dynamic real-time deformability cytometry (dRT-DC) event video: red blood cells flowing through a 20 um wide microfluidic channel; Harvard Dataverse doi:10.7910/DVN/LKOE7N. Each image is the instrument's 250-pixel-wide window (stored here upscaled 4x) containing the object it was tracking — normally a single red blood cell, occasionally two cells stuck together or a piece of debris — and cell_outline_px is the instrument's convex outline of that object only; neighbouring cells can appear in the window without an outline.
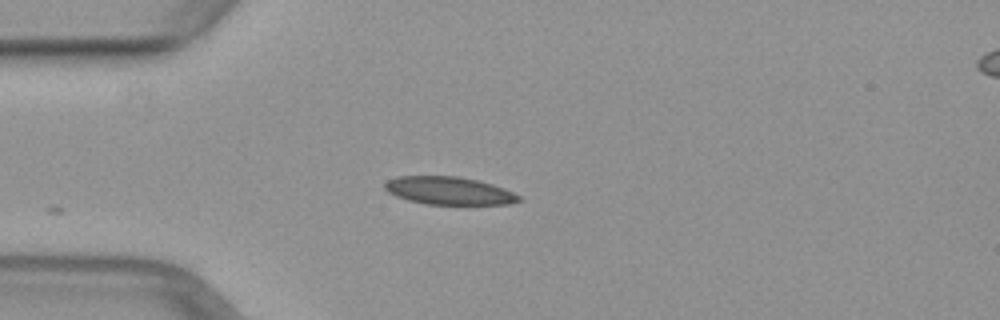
{"species": "common noctule bat (a hibernating species)", "species_latin": "Nyctalus noctula", "temperature_condition": "warm", "stored_images_in_passage": 19, "camera_frame_rate_fps": 3000, "um_per_image_px": 0.085, "animal": {"sex": "female", "body_mass_g": 29.2, "forearm_length_mm": 56.3}, "frame": {"image": 1, "passage_image": 1, "time_ms": 0.0, "image_size_px": [1000, 320], "cell_outline_px": [[524, 200], [508, 204], [424, 204], [408, 200], [396, 196], [388, 192], [384, 188], [384, 184], [388, 180], [396, 176], [460, 176], [492, 184], [504, 188], [520, 196]], "centroid_in_image_um": [38.16, 16.21], "position_along_channel_um": 46.8, "area_um2": 21.79}}
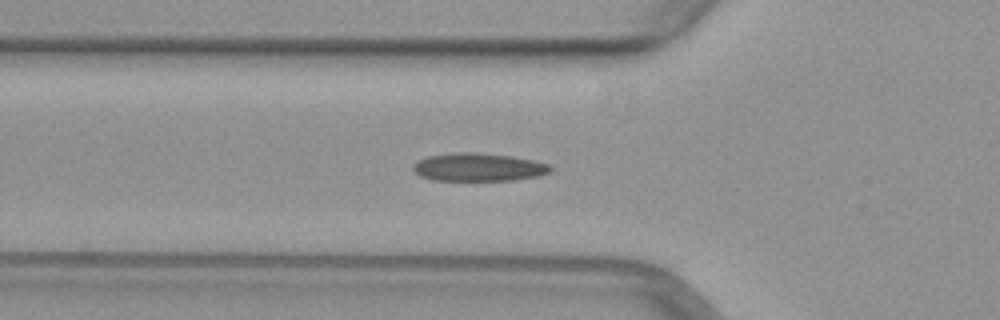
{"frame": {"image": 2, "passage_image": 5, "time_ms": 1.333, "image_size_px": [1000, 320], "cell_outline_px": [[552, 172], [540, 176], [512, 180], [432, 180], [420, 176], [412, 168], [412, 164], [416, 160], [428, 156], [456, 152], [476, 152], [512, 156], [536, 160], [552, 164]], "centroid_in_image_um": [40.71, 14.2], "position_along_channel_um": 85.1, "area_um2": 22.83}}